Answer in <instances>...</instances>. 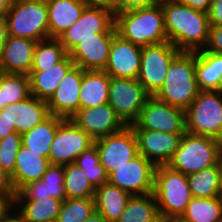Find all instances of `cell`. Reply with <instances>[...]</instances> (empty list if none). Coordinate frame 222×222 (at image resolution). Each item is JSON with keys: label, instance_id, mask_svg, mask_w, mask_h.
Instances as JSON below:
<instances>
[{"label": "cell", "instance_id": "42", "mask_svg": "<svg viewBox=\"0 0 222 222\" xmlns=\"http://www.w3.org/2000/svg\"><path fill=\"white\" fill-rule=\"evenodd\" d=\"M15 194L10 175L0 166V196H6L13 202Z\"/></svg>", "mask_w": 222, "mask_h": 222}, {"label": "cell", "instance_id": "5", "mask_svg": "<svg viewBox=\"0 0 222 222\" xmlns=\"http://www.w3.org/2000/svg\"><path fill=\"white\" fill-rule=\"evenodd\" d=\"M222 160V142L185 132L173 158L167 164L172 170L189 175Z\"/></svg>", "mask_w": 222, "mask_h": 222}, {"label": "cell", "instance_id": "9", "mask_svg": "<svg viewBox=\"0 0 222 222\" xmlns=\"http://www.w3.org/2000/svg\"><path fill=\"white\" fill-rule=\"evenodd\" d=\"M133 130H151L172 134L186 132L185 110L150 96L138 119L130 125Z\"/></svg>", "mask_w": 222, "mask_h": 222}, {"label": "cell", "instance_id": "28", "mask_svg": "<svg viewBox=\"0 0 222 222\" xmlns=\"http://www.w3.org/2000/svg\"><path fill=\"white\" fill-rule=\"evenodd\" d=\"M131 195L117 186L104 183L95 190L96 212L108 222H116L126 207Z\"/></svg>", "mask_w": 222, "mask_h": 222}, {"label": "cell", "instance_id": "37", "mask_svg": "<svg viewBox=\"0 0 222 222\" xmlns=\"http://www.w3.org/2000/svg\"><path fill=\"white\" fill-rule=\"evenodd\" d=\"M74 164L84 171L89 182L95 189L108 182V175L100 164V158L95 143L84 150L76 158Z\"/></svg>", "mask_w": 222, "mask_h": 222}, {"label": "cell", "instance_id": "4", "mask_svg": "<svg viewBox=\"0 0 222 222\" xmlns=\"http://www.w3.org/2000/svg\"><path fill=\"white\" fill-rule=\"evenodd\" d=\"M153 193L160 218L165 220L180 218L192 198L187 175L167 165L156 166Z\"/></svg>", "mask_w": 222, "mask_h": 222}, {"label": "cell", "instance_id": "43", "mask_svg": "<svg viewBox=\"0 0 222 222\" xmlns=\"http://www.w3.org/2000/svg\"><path fill=\"white\" fill-rule=\"evenodd\" d=\"M207 16L210 25L222 26V0H211Z\"/></svg>", "mask_w": 222, "mask_h": 222}, {"label": "cell", "instance_id": "14", "mask_svg": "<svg viewBox=\"0 0 222 222\" xmlns=\"http://www.w3.org/2000/svg\"><path fill=\"white\" fill-rule=\"evenodd\" d=\"M95 33H116L115 14L102 8L85 7L78 21L57 39L69 53L81 39Z\"/></svg>", "mask_w": 222, "mask_h": 222}, {"label": "cell", "instance_id": "17", "mask_svg": "<svg viewBox=\"0 0 222 222\" xmlns=\"http://www.w3.org/2000/svg\"><path fill=\"white\" fill-rule=\"evenodd\" d=\"M138 143V153L155 166L167 165L178 149L183 134L151 130H133Z\"/></svg>", "mask_w": 222, "mask_h": 222}, {"label": "cell", "instance_id": "23", "mask_svg": "<svg viewBox=\"0 0 222 222\" xmlns=\"http://www.w3.org/2000/svg\"><path fill=\"white\" fill-rule=\"evenodd\" d=\"M74 65L68 54L46 71H31L28 75L31 95L47 102Z\"/></svg>", "mask_w": 222, "mask_h": 222}, {"label": "cell", "instance_id": "19", "mask_svg": "<svg viewBox=\"0 0 222 222\" xmlns=\"http://www.w3.org/2000/svg\"><path fill=\"white\" fill-rule=\"evenodd\" d=\"M86 70L74 65L46 102L50 115L71 118L79 110L82 75Z\"/></svg>", "mask_w": 222, "mask_h": 222}, {"label": "cell", "instance_id": "29", "mask_svg": "<svg viewBox=\"0 0 222 222\" xmlns=\"http://www.w3.org/2000/svg\"><path fill=\"white\" fill-rule=\"evenodd\" d=\"M63 119L59 116L50 115L30 131L21 135L22 145L48 159L51 144L55 138L59 123Z\"/></svg>", "mask_w": 222, "mask_h": 222}, {"label": "cell", "instance_id": "11", "mask_svg": "<svg viewBox=\"0 0 222 222\" xmlns=\"http://www.w3.org/2000/svg\"><path fill=\"white\" fill-rule=\"evenodd\" d=\"M93 144L94 140L70 118L63 119L51 144L48 160L52 165L72 164Z\"/></svg>", "mask_w": 222, "mask_h": 222}, {"label": "cell", "instance_id": "30", "mask_svg": "<svg viewBox=\"0 0 222 222\" xmlns=\"http://www.w3.org/2000/svg\"><path fill=\"white\" fill-rule=\"evenodd\" d=\"M63 201L53 197L39 200H14L13 206L25 222H56Z\"/></svg>", "mask_w": 222, "mask_h": 222}, {"label": "cell", "instance_id": "51", "mask_svg": "<svg viewBox=\"0 0 222 222\" xmlns=\"http://www.w3.org/2000/svg\"><path fill=\"white\" fill-rule=\"evenodd\" d=\"M83 222H108V221L98 212H94L91 216H89Z\"/></svg>", "mask_w": 222, "mask_h": 222}, {"label": "cell", "instance_id": "54", "mask_svg": "<svg viewBox=\"0 0 222 222\" xmlns=\"http://www.w3.org/2000/svg\"><path fill=\"white\" fill-rule=\"evenodd\" d=\"M159 222H169V220L161 219Z\"/></svg>", "mask_w": 222, "mask_h": 222}, {"label": "cell", "instance_id": "3", "mask_svg": "<svg viewBox=\"0 0 222 222\" xmlns=\"http://www.w3.org/2000/svg\"><path fill=\"white\" fill-rule=\"evenodd\" d=\"M199 91L195 72V52L181 51L171 61L164 84L155 97L186 110Z\"/></svg>", "mask_w": 222, "mask_h": 222}, {"label": "cell", "instance_id": "6", "mask_svg": "<svg viewBox=\"0 0 222 222\" xmlns=\"http://www.w3.org/2000/svg\"><path fill=\"white\" fill-rule=\"evenodd\" d=\"M6 18L9 36L36 42L49 38L46 0H13Z\"/></svg>", "mask_w": 222, "mask_h": 222}, {"label": "cell", "instance_id": "35", "mask_svg": "<svg viewBox=\"0 0 222 222\" xmlns=\"http://www.w3.org/2000/svg\"><path fill=\"white\" fill-rule=\"evenodd\" d=\"M68 54L56 38L38 41L34 50L31 71H46L62 61Z\"/></svg>", "mask_w": 222, "mask_h": 222}, {"label": "cell", "instance_id": "10", "mask_svg": "<svg viewBox=\"0 0 222 222\" xmlns=\"http://www.w3.org/2000/svg\"><path fill=\"white\" fill-rule=\"evenodd\" d=\"M150 95L137 79L110 77L109 105L127 125H132Z\"/></svg>", "mask_w": 222, "mask_h": 222}, {"label": "cell", "instance_id": "26", "mask_svg": "<svg viewBox=\"0 0 222 222\" xmlns=\"http://www.w3.org/2000/svg\"><path fill=\"white\" fill-rule=\"evenodd\" d=\"M195 72L200 91H222V55L195 51Z\"/></svg>", "mask_w": 222, "mask_h": 222}, {"label": "cell", "instance_id": "25", "mask_svg": "<svg viewBox=\"0 0 222 222\" xmlns=\"http://www.w3.org/2000/svg\"><path fill=\"white\" fill-rule=\"evenodd\" d=\"M49 38H58L81 17L85 5L78 0H46Z\"/></svg>", "mask_w": 222, "mask_h": 222}, {"label": "cell", "instance_id": "22", "mask_svg": "<svg viewBox=\"0 0 222 222\" xmlns=\"http://www.w3.org/2000/svg\"><path fill=\"white\" fill-rule=\"evenodd\" d=\"M7 118L19 134L30 131L50 116L46 101L30 96L24 101L8 104Z\"/></svg>", "mask_w": 222, "mask_h": 222}, {"label": "cell", "instance_id": "45", "mask_svg": "<svg viewBox=\"0 0 222 222\" xmlns=\"http://www.w3.org/2000/svg\"><path fill=\"white\" fill-rule=\"evenodd\" d=\"M13 132H16L15 126H11L9 119L7 118V108L4 107L0 110V139Z\"/></svg>", "mask_w": 222, "mask_h": 222}, {"label": "cell", "instance_id": "53", "mask_svg": "<svg viewBox=\"0 0 222 222\" xmlns=\"http://www.w3.org/2000/svg\"><path fill=\"white\" fill-rule=\"evenodd\" d=\"M169 222H185V221H182L179 218H175V219H170Z\"/></svg>", "mask_w": 222, "mask_h": 222}, {"label": "cell", "instance_id": "44", "mask_svg": "<svg viewBox=\"0 0 222 222\" xmlns=\"http://www.w3.org/2000/svg\"><path fill=\"white\" fill-rule=\"evenodd\" d=\"M86 7L102 8L115 14L116 0H78Z\"/></svg>", "mask_w": 222, "mask_h": 222}, {"label": "cell", "instance_id": "21", "mask_svg": "<svg viewBox=\"0 0 222 222\" xmlns=\"http://www.w3.org/2000/svg\"><path fill=\"white\" fill-rule=\"evenodd\" d=\"M64 175L65 166L50 164L42 179L27 183L16 192L14 200H39L40 198L53 197L64 201L66 199Z\"/></svg>", "mask_w": 222, "mask_h": 222}, {"label": "cell", "instance_id": "40", "mask_svg": "<svg viewBox=\"0 0 222 222\" xmlns=\"http://www.w3.org/2000/svg\"><path fill=\"white\" fill-rule=\"evenodd\" d=\"M206 51H210L216 54L222 55V26L211 25L208 41L203 48Z\"/></svg>", "mask_w": 222, "mask_h": 222}, {"label": "cell", "instance_id": "15", "mask_svg": "<svg viewBox=\"0 0 222 222\" xmlns=\"http://www.w3.org/2000/svg\"><path fill=\"white\" fill-rule=\"evenodd\" d=\"M70 119L93 140L117 133L127 126L109 103L79 109Z\"/></svg>", "mask_w": 222, "mask_h": 222}, {"label": "cell", "instance_id": "46", "mask_svg": "<svg viewBox=\"0 0 222 222\" xmlns=\"http://www.w3.org/2000/svg\"><path fill=\"white\" fill-rule=\"evenodd\" d=\"M193 9L208 12L211 0H179Z\"/></svg>", "mask_w": 222, "mask_h": 222}, {"label": "cell", "instance_id": "49", "mask_svg": "<svg viewBox=\"0 0 222 222\" xmlns=\"http://www.w3.org/2000/svg\"><path fill=\"white\" fill-rule=\"evenodd\" d=\"M13 206V202L6 196H0V220Z\"/></svg>", "mask_w": 222, "mask_h": 222}, {"label": "cell", "instance_id": "18", "mask_svg": "<svg viewBox=\"0 0 222 222\" xmlns=\"http://www.w3.org/2000/svg\"><path fill=\"white\" fill-rule=\"evenodd\" d=\"M114 34L95 33V37L81 39L69 52L74 64L86 71H104Z\"/></svg>", "mask_w": 222, "mask_h": 222}, {"label": "cell", "instance_id": "52", "mask_svg": "<svg viewBox=\"0 0 222 222\" xmlns=\"http://www.w3.org/2000/svg\"><path fill=\"white\" fill-rule=\"evenodd\" d=\"M219 198L222 199V160L220 161Z\"/></svg>", "mask_w": 222, "mask_h": 222}, {"label": "cell", "instance_id": "48", "mask_svg": "<svg viewBox=\"0 0 222 222\" xmlns=\"http://www.w3.org/2000/svg\"><path fill=\"white\" fill-rule=\"evenodd\" d=\"M8 37L6 15H0V55Z\"/></svg>", "mask_w": 222, "mask_h": 222}, {"label": "cell", "instance_id": "20", "mask_svg": "<svg viewBox=\"0 0 222 222\" xmlns=\"http://www.w3.org/2000/svg\"><path fill=\"white\" fill-rule=\"evenodd\" d=\"M37 42L9 36L0 55V72L29 75Z\"/></svg>", "mask_w": 222, "mask_h": 222}, {"label": "cell", "instance_id": "47", "mask_svg": "<svg viewBox=\"0 0 222 222\" xmlns=\"http://www.w3.org/2000/svg\"><path fill=\"white\" fill-rule=\"evenodd\" d=\"M0 222H25L23 216L12 206L1 218Z\"/></svg>", "mask_w": 222, "mask_h": 222}, {"label": "cell", "instance_id": "50", "mask_svg": "<svg viewBox=\"0 0 222 222\" xmlns=\"http://www.w3.org/2000/svg\"><path fill=\"white\" fill-rule=\"evenodd\" d=\"M13 0H0V15H6Z\"/></svg>", "mask_w": 222, "mask_h": 222}, {"label": "cell", "instance_id": "12", "mask_svg": "<svg viewBox=\"0 0 222 222\" xmlns=\"http://www.w3.org/2000/svg\"><path fill=\"white\" fill-rule=\"evenodd\" d=\"M94 143L99 154L100 164L107 175L127 164L139 154L137 138L131 126H126L117 133L96 139Z\"/></svg>", "mask_w": 222, "mask_h": 222}, {"label": "cell", "instance_id": "32", "mask_svg": "<svg viewBox=\"0 0 222 222\" xmlns=\"http://www.w3.org/2000/svg\"><path fill=\"white\" fill-rule=\"evenodd\" d=\"M31 96L29 76L0 72V110Z\"/></svg>", "mask_w": 222, "mask_h": 222}, {"label": "cell", "instance_id": "39", "mask_svg": "<svg viewBox=\"0 0 222 222\" xmlns=\"http://www.w3.org/2000/svg\"><path fill=\"white\" fill-rule=\"evenodd\" d=\"M21 145V134L17 132L0 139V166L10 176L14 173L16 156Z\"/></svg>", "mask_w": 222, "mask_h": 222}, {"label": "cell", "instance_id": "31", "mask_svg": "<svg viewBox=\"0 0 222 222\" xmlns=\"http://www.w3.org/2000/svg\"><path fill=\"white\" fill-rule=\"evenodd\" d=\"M161 220L154 193L133 195L116 222H159Z\"/></svg>", "mask_w": 222, "mask_h": 222}, {"label": "cell", "instance_id": "41", "mask_svg": "<svg viewBox=\"0 0 222 222\" xmlns=\"http://www.w3.org/2000/svg\"><path fill=\"white\" fill-rule=\"evenodd\" d=\"M155 3H157L156 0H116L115 14L150 7Z\"/></svg>", "mask_w": 222, "mask_h": 222}, {"label": "cell", "instance_id": "7", "mask_svg": "<svg viewBox=\"0 0 222 222\" xmlns=\"http://www.w3.org/2000/svg\"><path fill=\"white\" fill-rule=\"evenodd\" d=\"M186 132L222 142V91H199L185 110Z\"/></svg>", "mask_w": 222, "mask_h": 222}, {"label": "cell", "instance_id": "13", "mask_svg": "<svg viewBox=\"0 0 222 222\" xmlns=\"http://www.w3.org/2000/svg\"><path fill=\"white\" fill-rule=\"evenodd\" d=\"M156 166L141 154L108 175V183L133 195L153 192Z\"/></svg>", "mask_w": 222, "mask_h": 222}, {"label": "cell", "instance_id": "24", "mask_svg": "<svg viewBox=\"0 0 222 222\" xmlns=\"http://www.w3.org/2000/svg\"><path fill=\"white\" fill-rule=\"evenodd\" d=\"M50 166L47 158L21 145L16 156L14 173L10 176L15 192L32 181L42 179Z\"/></svg>", "mask_w": 222, "mask_h": 222}, {"label": "cell", "instance_id": "8", "mask_svg": "<svg viewBox=\"0 0 222 222\" xmlns=\"http://www.w3.org/2000/svg\"><path fill=\"white\" fill-rule=\"evenodd\" d=\"M180 52L169 41L142 47L137 80L150 96H155L161 89L171 61Z\"/></svg>", "mask_w": 222, "mask_h": 222}, {"label": "cell", "instance_id": "16", "mask_svg": "<svg viewBox=\"0 0 222 222\" xmlns=\"http://www.w3.org/2000/svg\"><path fill=\"white\" fill-rule=\"evenodd\" d=\"M142 47L114 34L107 66L104 69L110 77L137 79L140 72Z\"/></svg>", "mask_w": 222, "mask_h": 222}, {"label": "cell", "instance_id": "27", "mask_svg": "<svg viewBox=\"0 0 222 222\" xmlns=\"http://www.w3.org/2000/svg\"><path fill=\"white\" fill-rule=\"evenodd\" d=\"M110 76L104 71H85L79 94V109L108 103Z\"/></svg>", "mask_w": 222, "mask_h": 222}, {"label": "cell", "instance_id": "38", "mask_svg": "<svg viewBox=\"0 0 222 222\" xmlns=\"http://www.w3.org/2000/svg\"><path fill=\"white\" fill-rule=\"evenodd\" d=\"M96 212L94 197L66 198L56 222H83Z\"/></svg>", "mask_w": 222, "mask_h": 222}, {"label": "cell", "instance_id": "34", "mask_svg": "<svg viewBox=\"0 0 222 222\" xmlns=\"http://www.w3.org/2000/svg\"><path fill=\"white\" fill-rule=\"evenodd\" d=\"M192 197L212 198L219 196L220 162L201 171L187 175Z\"/></svg>", "mask_w": 222, "mask_h": 222}, {"label": "cell", "instance_id": "1", "mask_svg": "<svg viewBox=\"0 0 222 222\" xmlns=\"http://www.w3.org/2000/svg\"><path fill=\"white\" fill-rule=\"evenodd\" d=\"M160 3L168 41L179 51L203 49L211 26L207 13L186 6L179 0H162Z\"/></svg>", "mask_w": 222, "mask_h": 222}, {"label": "cell", "instance_id": "33", "mask_svg": "<svg viewBox=\"0 0 222 222\" xmlns=\"http://www.w3.org/2000/svg\"><path fill=\"white\" fill-rule=\"evenodd\" d=\"M179 219L185 222H222V199L192 197Z\"/></svg>", "mask_w": 222, "mask_h": 222}, {"label": "cell", "instance_id": "2", "mask_svg": "<svg viewBox=\"0 0 222 222\" xmlns=\"http://www.w3.org/2000/svg\"><path fill=\"white\" fill-rule=\"evenodd\" d=\"M115 28L123 39L141 47L168 41L160 2L150 7L115 14Z\"/></svg>", "mask_w": 222, "mask_h": 222}, {"label": "cell", "instance_id": "36", "mask_svg": "<svg viewBox=\"0 0 222 222\" xmlns=\"http://www.w3.org/2000/svg\"><path fill=\"white\" fill-rule=\"evenodd\" d=\"M64 190L66 198H89L95 196V188L80 167L65 165Z\"/></svg>", "mask_w": 222, "mask_h": 222}]
</instances>
